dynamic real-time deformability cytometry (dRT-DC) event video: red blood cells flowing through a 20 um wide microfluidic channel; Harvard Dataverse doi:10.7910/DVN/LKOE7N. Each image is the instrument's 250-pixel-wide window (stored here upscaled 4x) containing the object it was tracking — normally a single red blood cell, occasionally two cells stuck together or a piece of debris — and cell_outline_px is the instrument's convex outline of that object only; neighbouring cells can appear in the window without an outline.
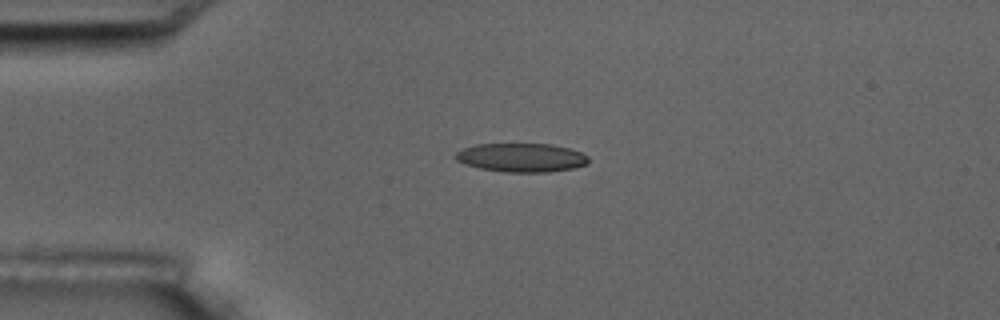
{"species": "common noctule bat (a hibernating species)", "species_latin": "Nyctalus noctula", "temperature_condition": "room temperature", "stored_images_in_passage": 4, "camera_frame_rate_fps": 3000, "um_per_image_px": 0.085, "animal": {"sex": "male", "body_mass_g": 17.5, "forearm_length_mm": 52.3}, "frame": {"image": 1, "passage_image": 3, "time_ms": 2.333, "image_size_px": [1000, 320], "cell_outline_px": [[588, 164], [572, 168], [548, 172], [504, 172], [480, 168], [464, 164], [456, 160], [452, 156], [456, 152], [464, 148], [476, 144], [552, 144], [572, 148], [588, 156]], "centroid_in_image_um": [44.31, 13.39], "position_along_channel_um": 40.7, "area_um2": 22.43}}